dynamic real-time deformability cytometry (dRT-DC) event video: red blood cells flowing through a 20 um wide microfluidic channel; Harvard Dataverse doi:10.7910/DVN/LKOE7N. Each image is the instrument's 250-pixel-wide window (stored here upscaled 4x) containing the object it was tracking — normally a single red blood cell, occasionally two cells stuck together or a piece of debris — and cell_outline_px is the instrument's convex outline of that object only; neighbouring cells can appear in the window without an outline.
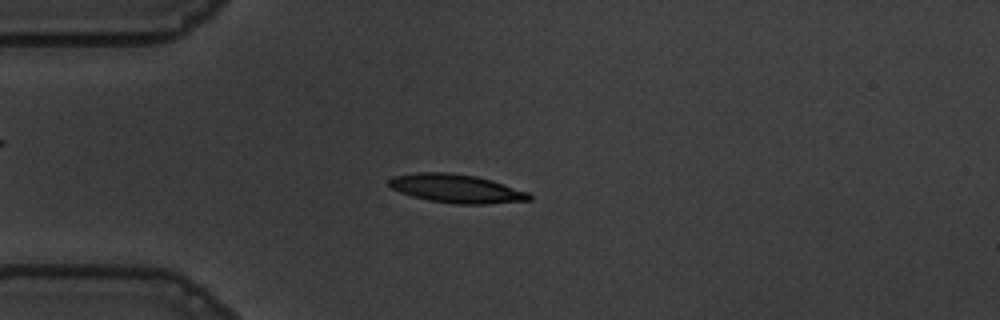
{"species": "common noctule bat (a hibernating species)", "species_latin": "Nyctalus noctula", "temperature_condition": "warm", "stored_images_in_passage": 44, "camera_frame_rate_fps": 3000, "um_per_image_px": 0.085, "animal": {"sex": "male", "body_mass_g": 19.5, "forearm_length_mm": 54.6}, "frame": {"image": 1, "passage_image": 3, "time_ms": 0.667, "image_size_px": [1000, 320], "cell_outline_px": [[532, 200], [484, 204], [456, 204], [432, 200], [412, 196], [400, 192], [392, 188], [388, 184], [388, 180], [392, 176], [416, 172], [444, 172], [476, 176], [492, 180], [528, 192], [532, 196]], "centroid_in_image_um": [38.79, 16.02], "position_along_channel_um": 46.2, "area_um2": 23.24}}
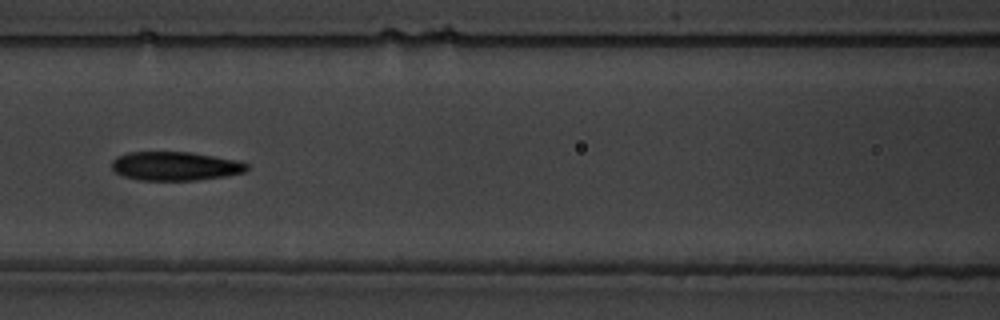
{"frame": {"image": 2, "passage_image": 13, "time_ms": 4.0, "image_size_px": [1000, 320], "cell_outline_px": [[248, 168], [244, 172], [224, 176], [196, 180], [140, 180], [124, 176], [116, 172], [112, 168], [112, 160], [116, 156], [128, 152], [192, 152], [236, 160], [248, 164]], "centroid_in_image_um": [14.87, 14.11], "position_along_channel_um": 151.7, "area_um2": 22.6}}
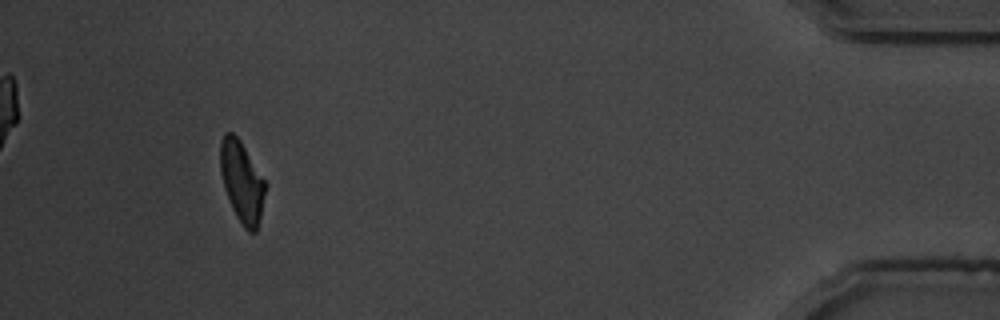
{"frame": {"image": 3, "passage_image": 40, "time_ms": 13.0, "image_size_px": [1000, 320], "cell_outline_px": [[268, 184], [256, 232], [248, 232], [244, 228], [236, 216], [232, 208], [224, 188], [220, 172], [220, 144], [224, 132], [232, 132], [240, 140]], "centroid_in_image_um": [20.57, 15.44], "position_along_channel_um": 414.6, "area_um2": 21.44}, "authors_computed_cell_mechanics": {"area_um2": 22.7154, "velocity_mm_per_s": 3.6489, "shape_relaxation_time_tau1_ms": 4.2381, "shape_relaxation_time_tau2_ms": 2.5423, "deformation_change_tau1": 0.1851, "deformation_change_tau2": 0.111}}